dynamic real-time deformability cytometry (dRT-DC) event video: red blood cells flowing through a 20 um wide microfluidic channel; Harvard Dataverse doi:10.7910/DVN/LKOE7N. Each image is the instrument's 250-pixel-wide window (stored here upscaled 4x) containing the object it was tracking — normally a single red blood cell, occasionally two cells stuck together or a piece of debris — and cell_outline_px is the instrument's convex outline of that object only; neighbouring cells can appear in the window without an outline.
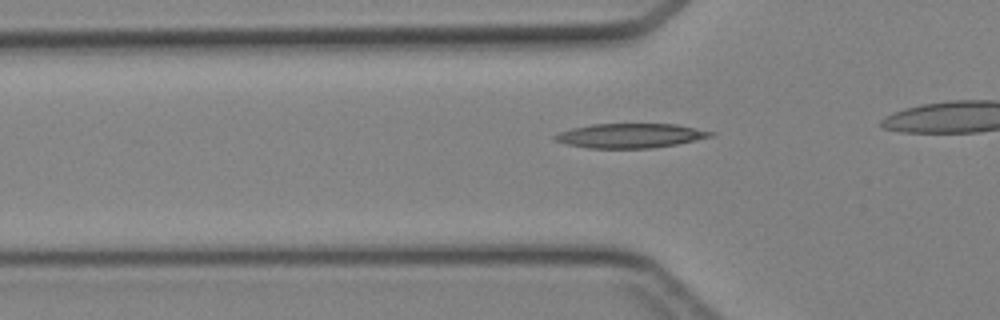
{"species": "Egyptian fruit bat (a non-hibernating species)", "species_latin": "Rousettus aegyptiacus", "temperature_condition": "cold", "stored_images_in_passage": 33, "camera_frame_rate_fps": 3000, "um_per_image_px": 0.085, "animal": {"sex": "female"}, "frame": {"image": 1, "passage_image": 11, "time_ms": 3.333, "image_size_px": [1000, 320], "cell_outline_px": [[716, 132], [712, 136], [696, 140], [676, 144], [652, 148], [588, 148], [564, 144], [552, 140], [552, 136], [560, 132], [572, 128], [592, 124], [676, 124]], "centroid_in_image_um": [53.54, 11.53], "position_along_channel_um": 72.3, "area_um2": 22.25}}
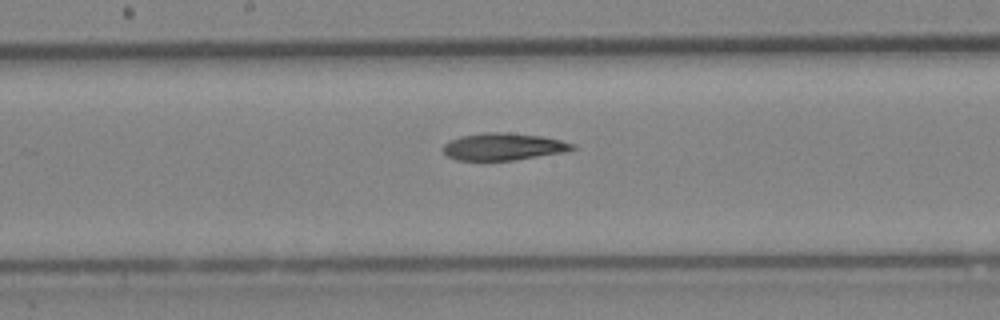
{"frame": {"image": 2, "passage_image": 20, "time_ms": 6.333, "image_size_px": [1000, 320], "cell_outline_px": [[576, 148], [564, 152], [512, 160], [456, 160], [448, 156], [444, 152], [444, 144], [460, 136], [484, 132], [504, 132], [540, 136], [560, 140], [576, 144]], "centroid_in_image_um": [42.79, 12.46], "position_along_channel_um": 205.4, "area_um2": 20.23}}
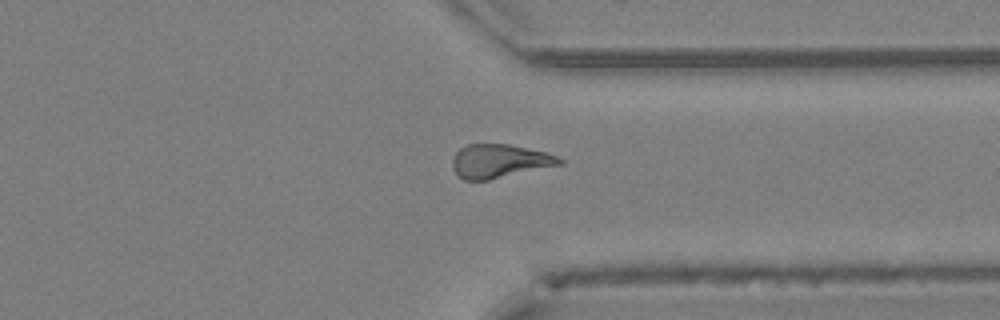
{"frame": {"image": 3, "passage_image": 31, "time_ms": 10.0, "image_size_px": [1000, 320], "cell_outline_px": [[564, 164], [488, 180], [464, 180], [452, 168], [452, 160], [456, 152], [460, 148], [468, 144], [508, 144], [544, 152], [556, 156], [564, 160]], "centroid_in_image_um": [42.45, 13.7], "position_along_channel_um": 368.9, "area_um2": 20.87}}